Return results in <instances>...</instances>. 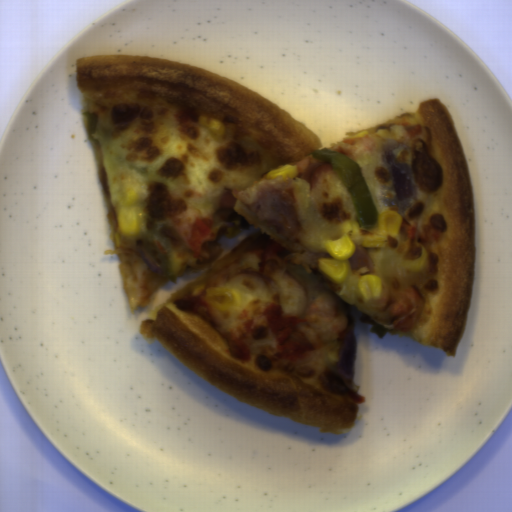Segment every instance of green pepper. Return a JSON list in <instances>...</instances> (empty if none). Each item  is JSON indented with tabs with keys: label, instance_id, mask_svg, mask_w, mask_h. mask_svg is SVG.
I'll use <instances>...</instances> for the list:
<instances>
[{
	"label": "green pepper",
	"instance_id": "372bd49c",
	"mask_svg": "<svg viewBox=\"0 0 512 512\" xmlns=\"http://www.w3.org/2000/svg\"><path fill=\"white\" fill-rule=\"evenodd\" d=\"M311 157L330 162L350 194L360 227L374 229L377 226L379 214L359 164L347 155L325 147L312 153Z\"/></svg>",
	"mask_w": 512,
	"mask_h": 512
},
{
	"label": "green pepper",
	"instance_id": "c4517986",
	"mask_svg": "<svg viewBox=\"0 0 512 512\" xmlns=\"http://www.w3.org/2000/svg\"><path fill=\"white\" fill-rule=\"evenodd\" d=\"M136 244L139 249L158 259L166 277L177 284L178 280L172 265L169 223L150 225L147 234H142Z\"/></svg>",
	"mask_w": 512,
	"mask_h": 512
},
{
	"label": "green pepper",
	"instance_id": "57f89d1c",
	"mask_svg": "<svg viewBox=\"0 0 512 512\" xmlns=\"http://www.w3.org/2000/svg\"><path fill=\"white\" fill-rule=\"evenodd\" d=\"M82 114V122L86 128L87 137L92 143H96L95 137L92 135L96 132L99 116L98 112H81Z\"/></svg>",
	"mask_w": 512,
	"mask_h": 512
},
{
	"label": "green pepper",
	"instance_id": "a9488481",
	"mask_svg": "<svg viewBox=\"0 0 512 512\" xmlns=\"http://www.w3.org/2000/svg\"><path fill=\"white\" fill-rule=\"evenodd\" d=\"M386 331H387V329L385 328L384 325H381L377 321H374L372 328H371V333H376V335L379 338H383L386 334Z\"/></svg>",
	"mask_w": 512,
	"mask_h": 512
}]
</instances>
